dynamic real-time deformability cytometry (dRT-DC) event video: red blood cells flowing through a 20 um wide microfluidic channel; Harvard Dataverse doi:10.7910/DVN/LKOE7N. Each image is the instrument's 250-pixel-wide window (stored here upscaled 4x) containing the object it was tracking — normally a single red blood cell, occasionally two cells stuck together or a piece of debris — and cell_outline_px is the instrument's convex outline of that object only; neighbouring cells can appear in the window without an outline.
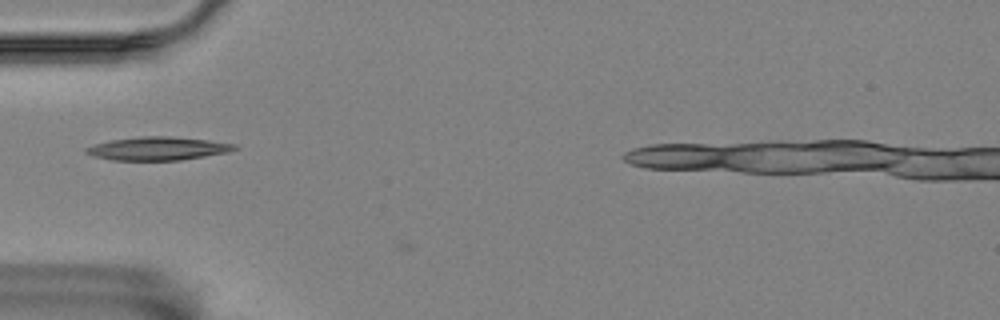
{"species": "Egyptian fruit bat (a non-hibernating species)", "species_latin": "Rousettus aegyptiacus", "temperature_condition": "room temperature", "stored_images_in_passage": 32, "camera_frame_rate_fps": 3000, "um_per_image_px": 0.085, "animal": {"sex": "female"}, "frame": {"image": 1, "passage_image": 1, "time_ms": 0.0, "image_size_px": [1000, 320], "cell_outline_px": [[240, 148], [228, 152], [180, 160], [112, 160], [92, 156], [84, 152], [84, 148], [92, 144], [112, 140], [144, 136], [168, 136], [208, 140], [236, 144]], "centroid_in_image_um": [13.39, 12.62], "position_along_channel_um": 71.6, "area_um2": 20.17}}
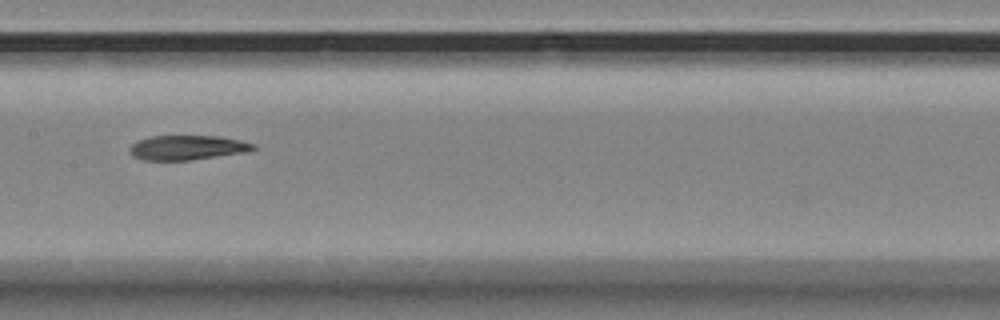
{"frame": {"image": 2, "passage_image": 11, "time_ms": 3.333, "image_size_px": [1000, 320], "cell_outline_px": [[256, 148], [248, 152], [192, 160], [144, 160], [132, 156], [132, 144], [148, 136], [220, 136], [240, 140], [256, 144]], "centroid_in_image_um": [15.99, 12.54], "position_along_channel_um": 191.4, "area_um2": 17.69}}
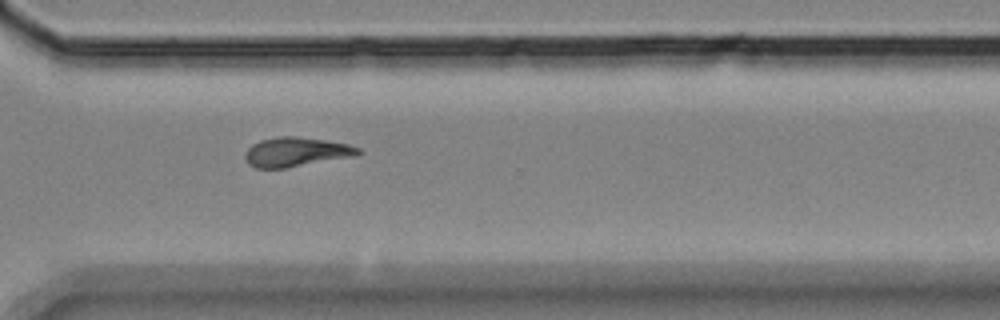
{"frame": {"image": 3, "passage_image": 24, "time_ms": 7.667, "image_size_px": [1000, 320], "cell_outline_px": [[360, 152], [356, 156], [284, 168], [256, 168], [248, 164], [244, 156], [248, 148], [252, 144], [260, 140], [276, 136], [296, 136], [324, 140], [348, 144], [360, 148]], "centroid_in_image_um": [25.15, 12.91], "position_along_channel_um": 345.5, "area_um2": 19.31}}